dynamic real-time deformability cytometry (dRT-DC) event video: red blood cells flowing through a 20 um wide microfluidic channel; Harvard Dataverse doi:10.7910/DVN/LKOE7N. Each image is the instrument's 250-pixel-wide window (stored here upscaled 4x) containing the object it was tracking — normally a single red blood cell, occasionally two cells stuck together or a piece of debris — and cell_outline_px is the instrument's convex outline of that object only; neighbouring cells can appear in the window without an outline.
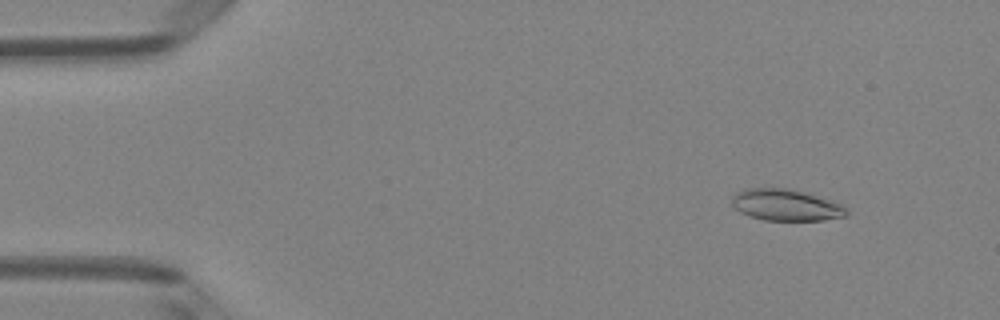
{"species": "Egyptian fruit bat (a non-hibernating species)", "species_latin": "Rousettus aegyptiacus", "temperature_condition": "room temperature", "stored_images_in_passage": 49, "camera_frame_rate_fps": 3000, "um_per_image_px": 0.085, "animal": {"sex": "female"}, "frame": {"image": 1, "passage_image": 5, "time_ms": 1.333, "image_size_px": [1000, 320], "cell_outline_px": [[848, 216], [824, 220], [764, 220], [748, 216], [740, 212], [732, 204], [732, 196], [736, 192], [744, 188], [788, 188], [804, 192], [832, 200], [848, 208]], "centroid_in_image_um": [66.81, 17.42], "position_along_channel_um": 18.2, "area_um2": 21.21}}
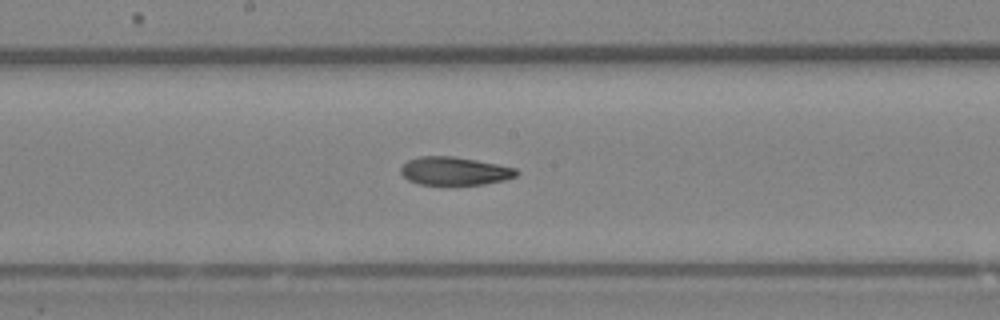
{"frame": {"image": 2, "passage_image": 26, "time_ms": 8.333, "image_size_px": [1000, 320], "cell_outline_px": [[520, 172], [516, 176], [504, 180], [484, 184], [420, 184], [408, 180], [400, 172], [400, 168], [408, 160], [420, 156], [452, 156], [476, 160], [516, 168]], "centroid_in_image_um": [38.64, 14.53], "position_along_channel_um": 209.6, "area_um2": 18.84}}
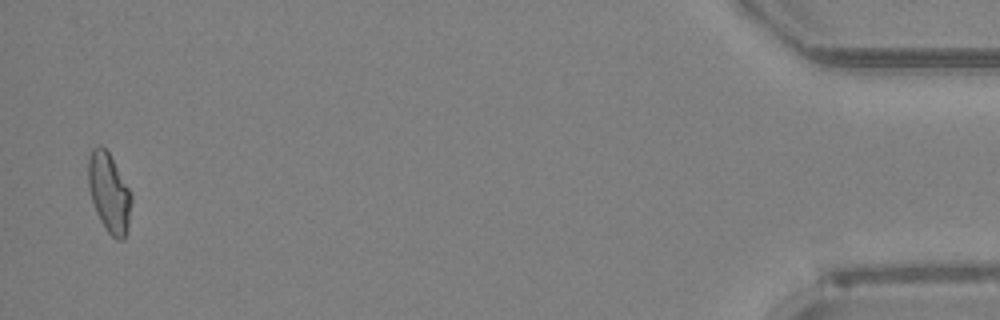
{"frame": {"image": 3, "passage_image": 48, "time_ms": 15.667, "image_size_px": [1000, 320], "cell_outline_px": [[132, 204], [128, 228], [124, 240], [116, 240], [108, 232], [100, 220], [96, 212], [88, 188], [88, 160], [92, 148], [100, 144], [108, 152], [132, 192]], "centroid_in_image_um": [9.29, 16.4], "position_along_channel_um": 425.9, "area_um2": 20.11}, "authors_computed_cell_mechanics": {"area_um2": 19.9988, "velocity_mm_per_s": 4.1273, "shape_relaxation_time_tau1_ms": 5.7696, "shape_relaxation_time_tau2_ms": 3.3383, "deformation_change_tau1": 0.1941, "deformation_change_tau2": 0.1152}}